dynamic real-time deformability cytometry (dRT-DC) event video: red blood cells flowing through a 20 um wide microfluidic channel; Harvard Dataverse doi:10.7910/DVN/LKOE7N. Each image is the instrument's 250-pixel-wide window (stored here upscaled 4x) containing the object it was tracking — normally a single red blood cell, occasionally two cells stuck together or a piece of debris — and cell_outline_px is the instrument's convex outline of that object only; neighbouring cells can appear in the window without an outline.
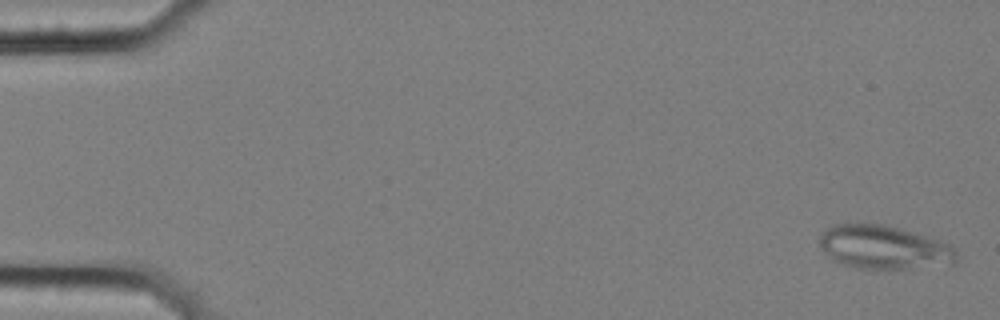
{"species": "common noctule bat (a hibernating species)", "species_latin": "Nyctalus noctula", "temperature_condition": "cold", "stored_images_in_passage": 7, "camera_frame_rate_fps": 3000, "um_per_image_px": 0.085, "animal": {"sex": "female", "body_mass_g": 25.1}, "frame": {"image": 1, "passage_image": 1, "time_ms": 0.0, "image_size_px": [1000, 320], "cell_outline_px": [[956, 264], [880, 272], [856, 268], [840, 264], [832, 260], [820, 244], [820, 232], [832, 224], [884, 224], [900, 228], [940, 240], [948, 244], [956, 252]], "centroid_in_image_um": [75.13, 21.07], "position_along_channel_um": 9.9, "area_um2": 35.72}}